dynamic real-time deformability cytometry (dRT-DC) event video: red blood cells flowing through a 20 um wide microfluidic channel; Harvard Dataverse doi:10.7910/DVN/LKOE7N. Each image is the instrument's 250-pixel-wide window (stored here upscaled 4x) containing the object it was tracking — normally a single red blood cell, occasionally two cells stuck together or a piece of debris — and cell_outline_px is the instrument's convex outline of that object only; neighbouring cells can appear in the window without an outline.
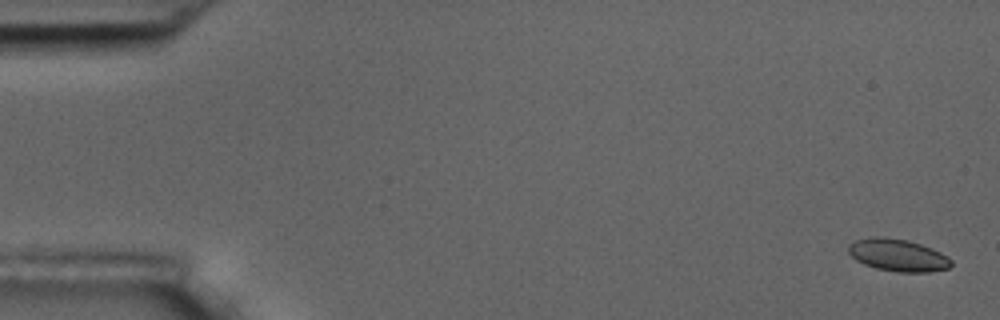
{"species": "common noctule bat (a hibernating species)", "species_latin": "Nyctalus noctula", "temperature_condition": "room temperature", "stored_images_in_passage": 5, "camera_frame_rate_fps": 3000, "um_per_image_px": 0.085, "animal": {"sex": "male", "body_mass_g": 17.5, "forearm_length_mm": 52.3}, "frame": {"image": 1, "passage_image": 1, "time_ms": 0.0, "image_size_px": [1000, 320], "cell_outline_px": [[952, 264], [948, 268], [928, 272], [896, 272], [876, 268], [864, 264], [856, 260], [848, 252], [848, 244], [856, 240], [872, 236], [884, 236], [908, 240], [932, 248], [948, 256], [952, 260]], "centroid_in_image_um": [76.31, 21.68], "position_along_channel_um": 8.7, "area_um2": 19.48}}
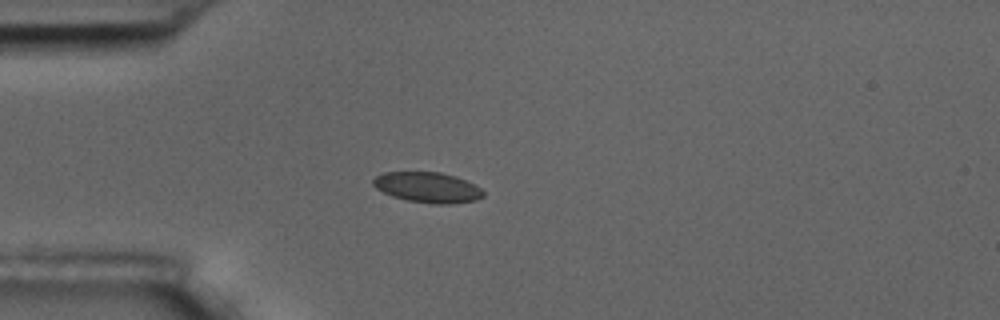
{"frame": {"image": 2, "passage_image": 5, "time_ms": 4.667, "image_size_px": [1000, 320], "cell_outline_px": [[484, 196], [476, 200], [448, 204], [436, 204], [408, 200], [392, 196], [376, 188], [372, 184], [372, 180], [376, 176], [384, 172], [440, 172], [456, 176], [480, 188], [484, 192]], "centroid_in_image_um": [36.33, 15.92], "position_along_channel_um": 48.7, "area_um2": 19.36}}